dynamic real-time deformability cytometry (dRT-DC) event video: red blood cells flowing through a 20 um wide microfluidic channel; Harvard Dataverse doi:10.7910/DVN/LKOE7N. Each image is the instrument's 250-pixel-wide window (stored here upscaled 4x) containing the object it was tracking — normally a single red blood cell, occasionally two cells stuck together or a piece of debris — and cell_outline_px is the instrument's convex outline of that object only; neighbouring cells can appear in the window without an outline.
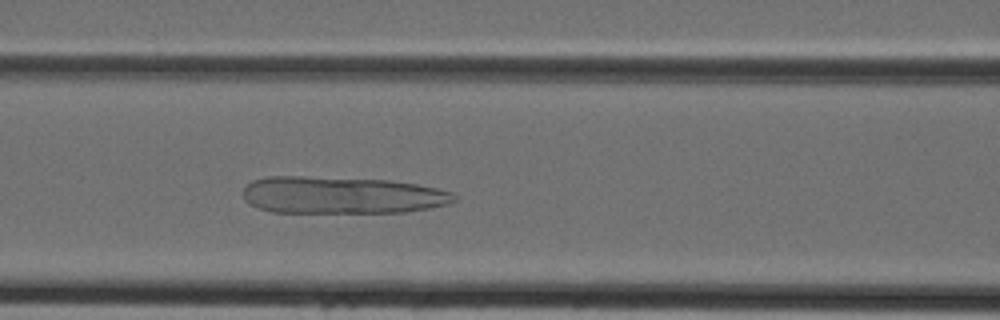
{"species": "Egyptian fruit bat (a non-hibernating species)", "species_latin": "Rousettus aegyptiacus", "temperature_condition": "cold", "stored_images_in_passage": 42, "camera_frame_rate_fps": 3000, "um_per_image_px": 0.085, "animal": {"sex": "female"}, "frame": {"image": 1, "passage_image": 16, "time_ms": 5.0, "image_size_px": [1000, 320], "cell_outline_px": [[456, 200], [448, 204], [428, 208], [404, 212], [272, 212], [248, 204], [244, 200], [244, 188], [252, 180], [264, 176], [304, 176], [388, 180], [416, 184], [436, 188], [452, 192], [456, 196]], "centroid_in_image_um": [29.01, 16.58], "position_along_channel_um": 137.6, "area_um2": 45.72}}
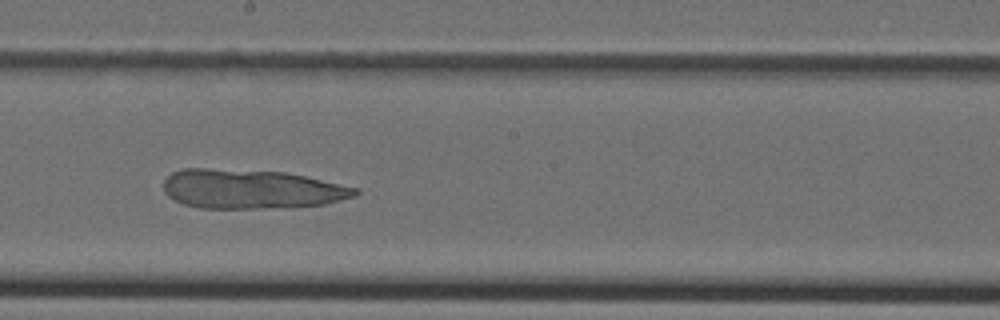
{"frame": {"image": 2, "passage_image": 22, "time_ms": 7.0, "image_size_px": [1000, 320], "cell_outline_px": [[360, 192], [356, 196], [324, 204], [256, 208], [200, 208], [184, 204], [168, 196], [164, 192], [164, 180], [172, 172], [184, 168], [208, 168], [284, 172], [304, 176], [360, 188]], "centroid_in_image_um": [21.34, 16.06], "position_along_channel_um": 226.9, "area_um2": 43.58}}
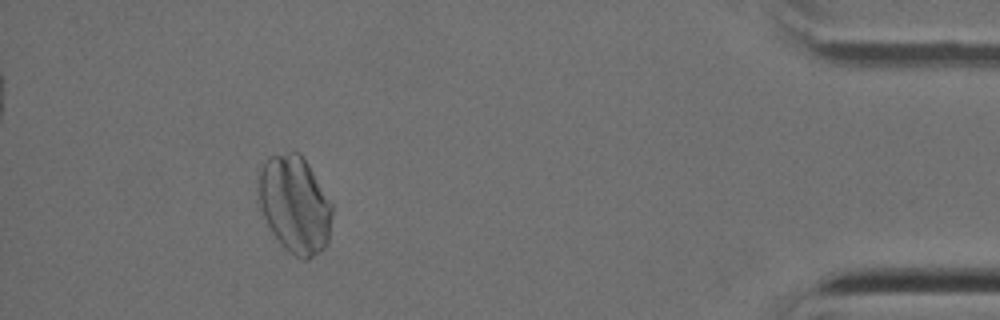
{"frame": {"image": 3, "passage_image": 38, "time_ms": 12.333, "image_size_px": [1000, 320], "cell_outline_px": [[332, 212], [328, 244], [320, 252], [308, 260], [300, 260], [288, 252], [280, 244], [272, 232], [260, 208], [260, 172], [264, 160], [268, 156], [288, 152], [300, 152], [308, 164], [332, 204]], "centroid_in_image_um": [25.08, 17.42], "position_along_channel_um": 410.1, "area_um2": 41.67}}